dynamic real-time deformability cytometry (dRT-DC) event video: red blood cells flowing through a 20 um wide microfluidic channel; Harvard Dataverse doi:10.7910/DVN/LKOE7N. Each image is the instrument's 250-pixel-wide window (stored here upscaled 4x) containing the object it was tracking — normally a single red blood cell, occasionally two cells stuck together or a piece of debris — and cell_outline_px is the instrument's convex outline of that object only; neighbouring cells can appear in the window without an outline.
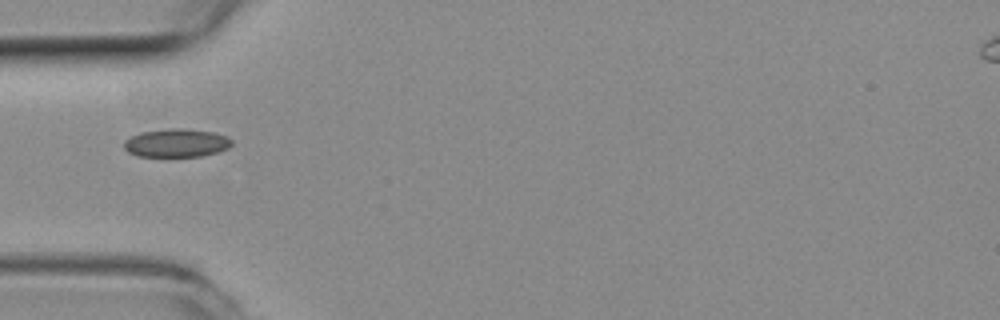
{"species": "common noctule bat (a hibernating species)", "species_latin": "Nyctalus noctula", "temperature_condition": "room temperature", "stored_images_in_passage": 15, "camera_frame_rate_fps": 3000, "um_per_image_px": 0.085, "animal": {"sex": "female", "body_mass_g": 19.3, "forearm_length_mm": 54.1}, "frame": {"image": 1, "passage_image": 1, "time_ms": 0.0, "image_size_px": [1000, 320], "cell_outline_px": [[232, 144], [228, 148], [216, 152], [200, 156], [140, 156], [128, 152], [124, 148], [124, 140], [140, 132], [168, 128], [184, 128], [212, 132], [228, 136], [232, 140]], "centroid_in_image_um": [14.99, 12.14], "position_along_channel_um": 70.0, "area_um2": 17.74}}
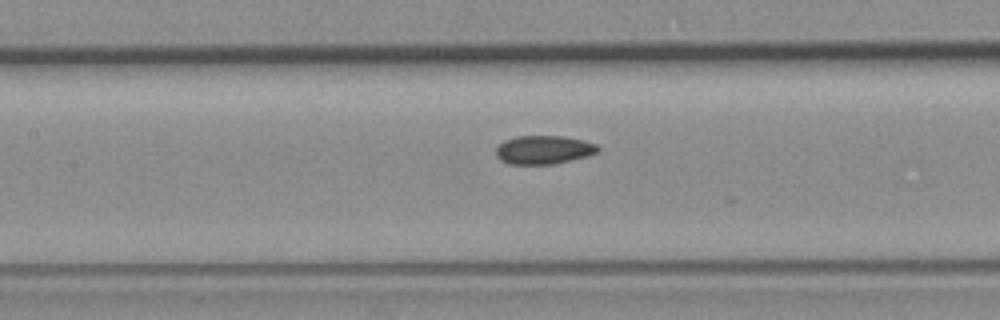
{"frame": {"image": 2, "passage_image": 8, "time_ms": 2.333, "image_size_px": [1000, 320], "cell_outline_px": [[600, 148], [596, 152], [588, 156], [552, 164], [508, 164], [500, 160], [496, 156], [496, 148], [504, 140], [516, 136], [564, 136], [584, 140], [596, 144]], "centroid_in_image_um": [46.2, 12.73], "position_along_channel_um": 161.2, "area_um2": 16.99}}
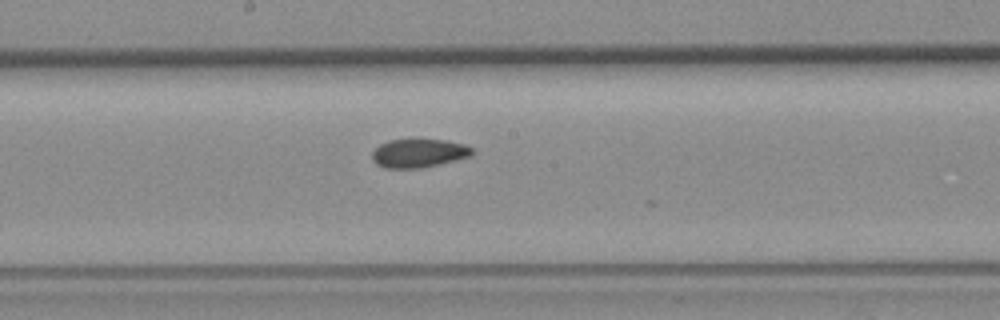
{"frame": {"image": 3, "passage_image": 12, "time_ms": 3.667, "image_size_px": [1000, 320], "cell_outline_px": [[472, 156], [440, 164], [420, 168], [384, 168], [376, 164], [372, 160], [372, 152], [380, 144], [388, 140], [412, 136], [444, 140], [464, 144], [472, 148]], "centroid_in_image_um": [35.56, 12.97], "position_along_channel_um": 212.6, "area_um2": 17.4}}